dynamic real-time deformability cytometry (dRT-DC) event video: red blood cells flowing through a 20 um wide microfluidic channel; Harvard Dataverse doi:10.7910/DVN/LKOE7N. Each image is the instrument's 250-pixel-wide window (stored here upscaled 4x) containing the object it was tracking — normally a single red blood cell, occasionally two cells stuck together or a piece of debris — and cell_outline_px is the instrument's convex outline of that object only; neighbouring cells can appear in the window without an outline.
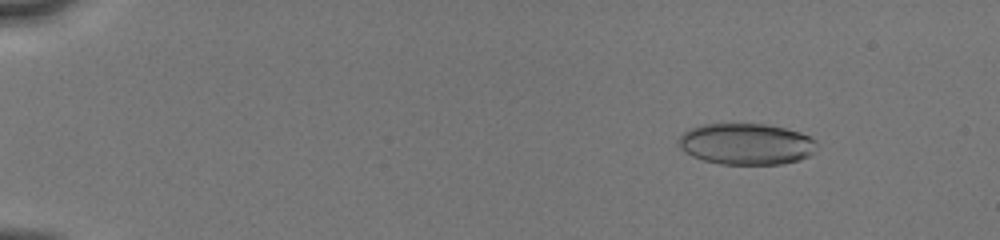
{"species": "human", "species_latin": "Homo sapiens", "temperature_condition": "cold", "stored_images_in_passage": 15, "camera_frame_rate_fps": 3000, "um_per_image_px": 0.085, "donor": {"sex": "male"}, "frame": {"image": 1, "passage_image": 5, "time_ms": 1.667, "image_size_px": [1000, 240], "cell_outline_px": [[816, 144], [812, 152], [808, 156], [800, 160], [780, 164], [720, 164], [704, 160], [692, 156], [684, 152], [676, 144], [676, 140], [688, 128], [700, 124], [768, 124], [800, 132], [816, 140]], "centroid_in_image_um": [63.37, 12.23], "position_along_channel_um": 21.6, "area_um2": 33.47}}
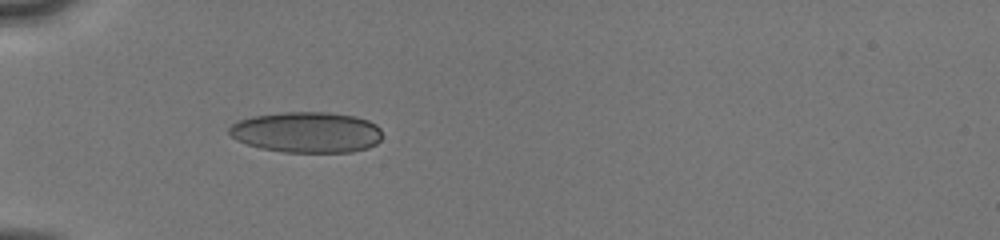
{"frame": {"image": 2, "passage_image": 12, "time_ms": 5.333, "image_size_px": [1000, 240], "cell_outline_px": [[380, 140], [376, 144], [368, 148], [352, 152], [284, 152], [260, 148], [236, 140], [228, 132], [228, 128], [236, 120], [252, 116], [284, 112], [328, 112], [356, 116], [368, 120], [376, 124], [380, 128]], "centroid_in_image_um": [26.06, 11.24], "position_along_channel_um": 58.9, "area_um2": 36.65}}